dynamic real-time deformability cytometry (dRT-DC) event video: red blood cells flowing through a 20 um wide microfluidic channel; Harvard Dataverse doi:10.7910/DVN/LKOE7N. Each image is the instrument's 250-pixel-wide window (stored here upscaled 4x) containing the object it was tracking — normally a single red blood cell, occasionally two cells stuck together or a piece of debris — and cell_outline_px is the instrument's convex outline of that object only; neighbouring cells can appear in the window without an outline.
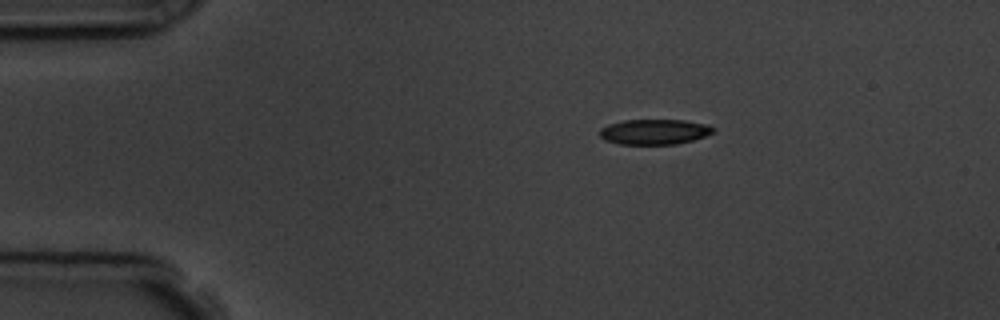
{"species": "common noctule bat (a hibernating species)", "species_latin": "Nyctalus noctula", "temperature_condition": "room temperature", "stored_images_in_passage": 2, "camera_frame_rate_fps": 3000, "um_per_image_px": 0.085, "animal": {"sex": "male", "body_mass_g": 19.5, "forearm_length_mm": 54.6}, "frame": {"image": 1, "passage_image": 1, "time_ms": 0.0, "image_size_px": [1000, 320], "cell_outline_px": [[716, 128], [712, 132], [704, 136], [692, 140], [676, 144], [620, 144], [604, 140], [600, 136], [600, 128], [608, 124], [624, 120], [684, 120], [704, 124]], "centroid_in_image_um": [55.58, 11.2], "position_along_channel_um": 29.4, "area_um2": 16.59}}